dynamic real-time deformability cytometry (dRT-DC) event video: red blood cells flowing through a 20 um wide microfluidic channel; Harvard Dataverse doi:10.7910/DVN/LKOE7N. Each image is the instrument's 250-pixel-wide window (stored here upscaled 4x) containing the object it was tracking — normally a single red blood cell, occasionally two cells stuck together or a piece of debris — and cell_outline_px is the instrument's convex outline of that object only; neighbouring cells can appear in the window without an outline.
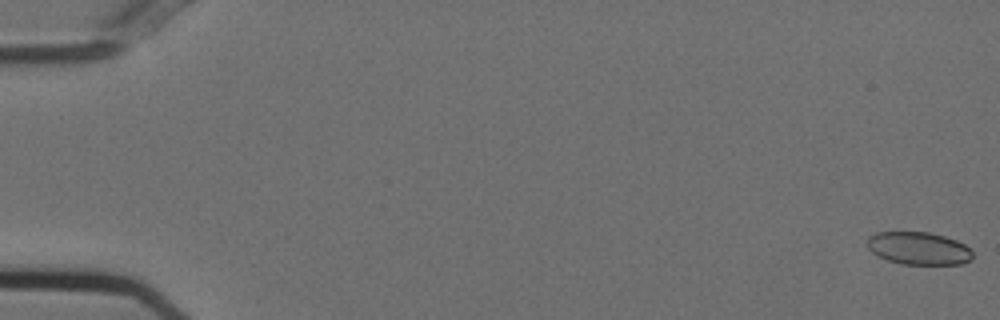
{"species": "Egyptian fruit bat (a non-hibernating species)", "species_latin": "Rousettus aegyptiacus", "temperature_condition": "cold", "stored_images_in_passage": 55, "camera_frame_rate_fps": 3000, "um_per_image_px": 0.085, "animal": {"sex": "female"}, "frame": {"image": 1, "passage_image": 1, "time_ms": 0.0, "image_size_px": [1000, 320], "cell_outline_px": [[972, 260], [964, 264], [900, 264], [888, 260], [872, 252], [868, 248], [868, 236], [876, 232], [928, 232], [944, 236], [956, 240], [964, 244], [972, 252]], "centroid_in_image_um": [78.09, 21.11], "position_along_channel_um": 6.9, "area_um2": 20.06}}
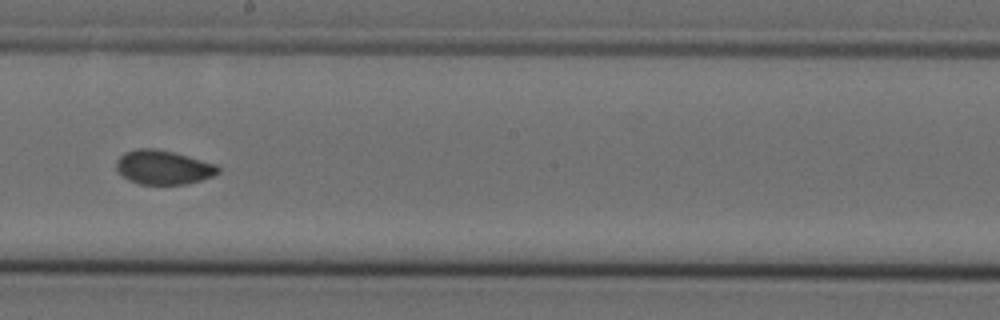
{"frame": {"image": 2, "passage_image": 32, "time_ms": 10.333, "image_size_px": [1000, 320], "cell_outline_px": [[220, 172], [212, 176], [188, 184], [140, 184], [128, 180], [116, 168], [116, 160], [124, 152], [136, 148], [156, 148], [188, 156], [216, 164], [220, 168]], "centroid_in_image_um": [13.87, 14.21], "position_along_channel_um": 234.3, "area_um2": 20.23}}
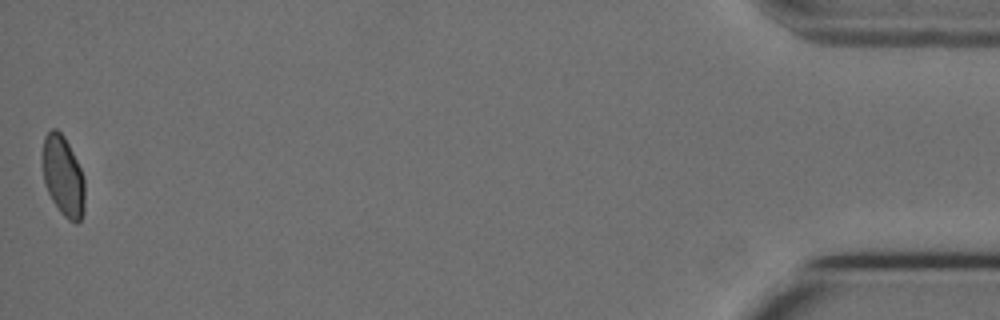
{"frame": {"image": 3, "passage_image": 55, "time_ms": 18.0, "image_size_px": [1000, 320], "cell_outline_px": [[84, 212], [80, 220], [76, 224], [68, 220], [60, 212], [52, 200], [44, 184], [40, 156], [44, 136], [52, 128], [56, 128], [64, 136], [84, 176]], "centroid_in_image_um": [5.33, 14.96], "position_along_channel_um": 429.9, "area_um2": 20.17}, "authors_computed_cell_mechanics": {"area_um2": 20.4612, "velocity_mm_per_s": 3.7286, "shape_relaxation_time_tau1_ms": null, "shape_relaxation_time_tau2_ms": 0.9907, "deformation_change_tau1": null, "deformation_change_tau2": 0.0407}}